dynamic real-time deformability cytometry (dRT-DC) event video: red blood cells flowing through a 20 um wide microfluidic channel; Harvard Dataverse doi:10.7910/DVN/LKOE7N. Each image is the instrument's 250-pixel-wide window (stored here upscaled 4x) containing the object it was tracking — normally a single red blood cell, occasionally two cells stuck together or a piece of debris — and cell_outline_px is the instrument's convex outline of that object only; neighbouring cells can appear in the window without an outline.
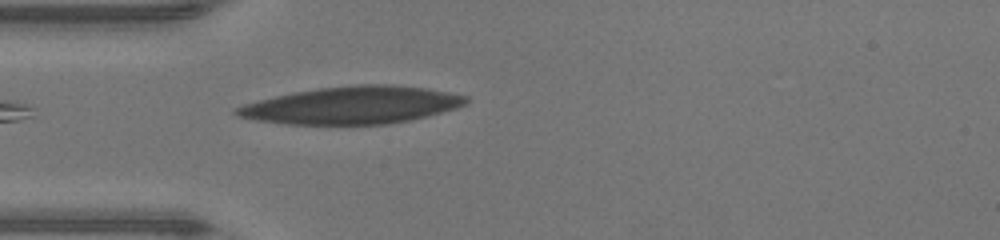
{"species": "human", "species_latin": "Homo sapiens", "temperature_condition": "warm", "stored_images_in_passage": 37, "camera_frame_rate_fps": 3000, "um_per_image_px": 0.085, "donor": {"sex": "male"}, "frame": {"image": 1, "passage_image": 2, "time_ms": 0.333, "image_size_px": [1000, 240], "cell_outline_px": [[468, 104], [456, 108], [408, 120], [388, 124], [288, 124], [256, 120], [236, 116], [232, 112], [236, 108], [244, 104], [292, 92], [316, 88], [356, 84], [392, 84], [428, 88], [468, 96]], "centroid_in_image_um": [29.93, 8.93], "position_along_channel_um": 55.1, "area_um2": 49.94}}
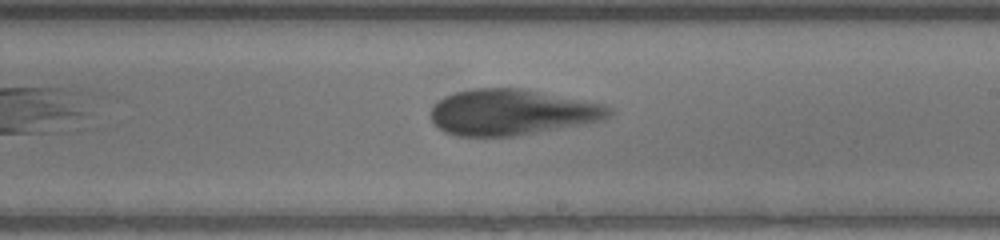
{"frame": {"image": 2, "passage_image": 16, "time_ms": 5.0, "image_size_px": [1000, 240], "cell_outline_px": [[612, 116], [604, 120], [584, 124], [516, 136], [456, 136], [444, 132], [436, 128], [432, 124], [432, 108], [444, 96], [456, 92], [476, 88], [524, 88], [604, 104], [612, 108]], "centroid_in_image_um": [43.53, 9.54], "position_along_channel_um": 245.5, "area_um2": 47.92}}
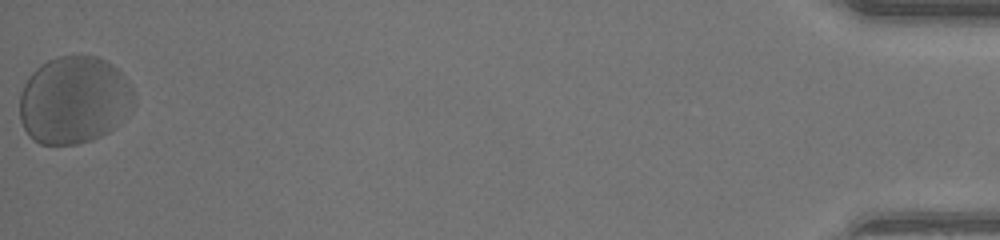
{"frame": {"image": 3, "passage_image": 37, "time_ms": 12.0, "image_size_px": [1000, 240], "cell_outline_px": [[136, 104], [124, 120], [108, 132], [92, 140], [76, 144], [40, 144], [28, 136], [20, 120], [20, 92], [28, 76], [36, 68], [48, 60], [60, 56], [96, 56], [104, 60], [116, 68], [124, 76], [132, 88], [136, 96]], "centroid_in_image_um": [6.31, 8.52], "position_along_channel_um": 428.9, "area_um2": 58.78}, "authors_computed_cell_mechanics": {"area_um2": 49.9392, "velocity_mm_per_s": 4.1558, "shape_relaxation_time_tau1_ms": 2.4184, "shape_relaxation_time_tau2_ms": 1.463, "deformation_change_tau1": 0.1373, "deformation_change_tau2": 0.0943}}